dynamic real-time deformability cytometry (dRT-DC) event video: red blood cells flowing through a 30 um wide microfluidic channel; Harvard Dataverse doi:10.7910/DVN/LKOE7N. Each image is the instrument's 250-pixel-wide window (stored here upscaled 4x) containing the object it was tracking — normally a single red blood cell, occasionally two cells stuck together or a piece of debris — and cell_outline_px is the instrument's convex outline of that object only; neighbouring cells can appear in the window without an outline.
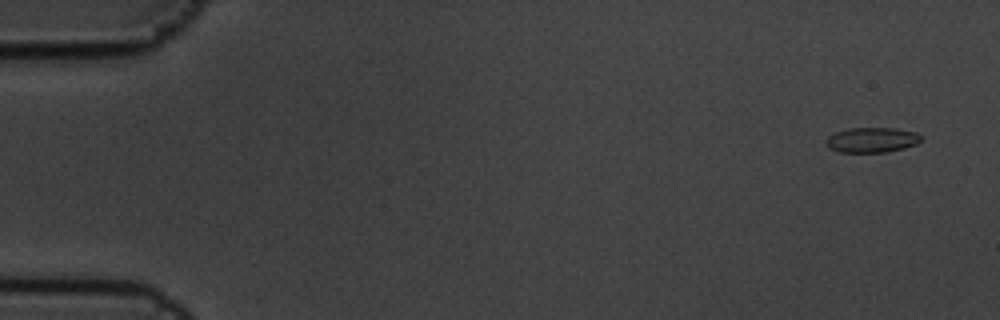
{"species": "common noctule bat (a hibernating species)", "species_latin": "Nyctalus noctula", "temperature_condition": "cold", "stored_images_in_passage": 5, "camera_frame_rate_fps": 3000, "um_per_image_px": 0.085, "animal": {"sex": "male", "body_mass_g": 19.5, "forearm_length_mm": 54.6}, "frame": {"image": 1, "passage_image": 1, "time_ms": 0.0, "image_size_px": [1000, 320], "cell_outline_px": [[924, 136], [916, 144], [904, 148], [888, 152], [840, 152], [828, 148], [824, 144], [824, 140], [828, 136], [836, 132], [848, 128], [892, 128], [916, 132]], "centroid_in_image_um": [74.08, 11.9], "position_along_channel_um": 10.9, "area_um2": 14.05}}
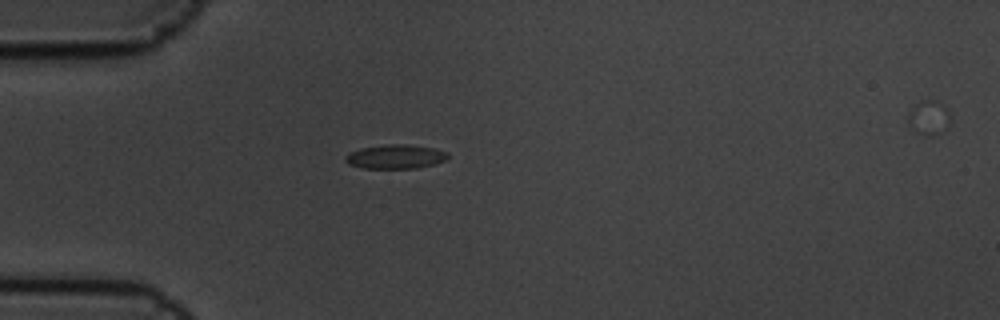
{"frame": {"image": 2, "passage_image": 5, "time_ms": 1.333, "image_size_px": [1000, 320], "cell_outline_px": [[448, 160], [416, 168], [360, 168], [348, 164], [344, 160], [344, 156], [348, 152], [360, 148], [388, 144], [408, 144], [432, 148], [448, 152]], "centroid_in_image_um": [33.57, 13.31], "position_along_channel_um": 51.4, "area_um2": 14.51}}